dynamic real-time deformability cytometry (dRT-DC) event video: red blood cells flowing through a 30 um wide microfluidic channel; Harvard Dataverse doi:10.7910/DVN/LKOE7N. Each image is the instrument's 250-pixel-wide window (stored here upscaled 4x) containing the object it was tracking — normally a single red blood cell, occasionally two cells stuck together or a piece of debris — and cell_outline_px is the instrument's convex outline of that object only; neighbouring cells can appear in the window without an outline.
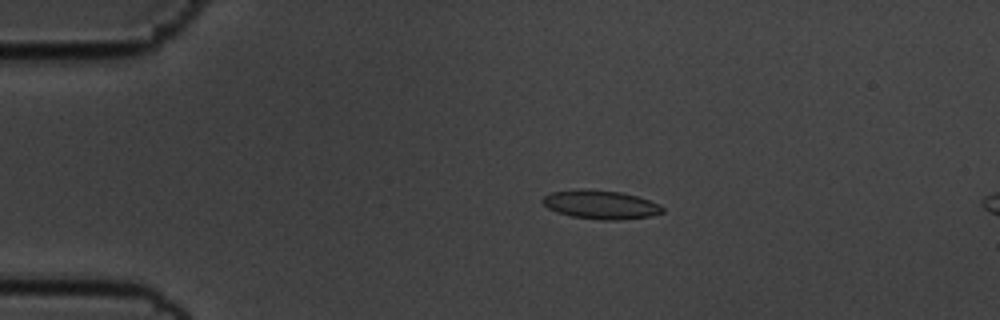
{"species": "common noctule bat (a hibernating species)", "species_latin": "Nyctalus noctula", "temperature_condition": "cold", "stored_images_in_passage": 8, "camera_frame_rate_fps": 3000, "um_per_image_px": 0.085, "animal": {"sex": "male", "body_mass_g": 19.5, "forearm_length_mm": 54.6}, "frame": {"image": 1, "passage_image": 3, "time_ms": 0.667, "image_size_px": [1000, 320], "cell_outline_px": [[664, 212], [652, 216], [620, 220], [600, 220], [572, 216], [556, 212], [548, 208], [540, 200], [544, 196], [552, 192], [580, 188], [588, 188], [620, 192], [636, 196], [660, 204], [664, 208]], "centroid_in_image_um": [51.05, 17.39], "position_along_channel_um": 33.9, "area_um2": 20.29}}